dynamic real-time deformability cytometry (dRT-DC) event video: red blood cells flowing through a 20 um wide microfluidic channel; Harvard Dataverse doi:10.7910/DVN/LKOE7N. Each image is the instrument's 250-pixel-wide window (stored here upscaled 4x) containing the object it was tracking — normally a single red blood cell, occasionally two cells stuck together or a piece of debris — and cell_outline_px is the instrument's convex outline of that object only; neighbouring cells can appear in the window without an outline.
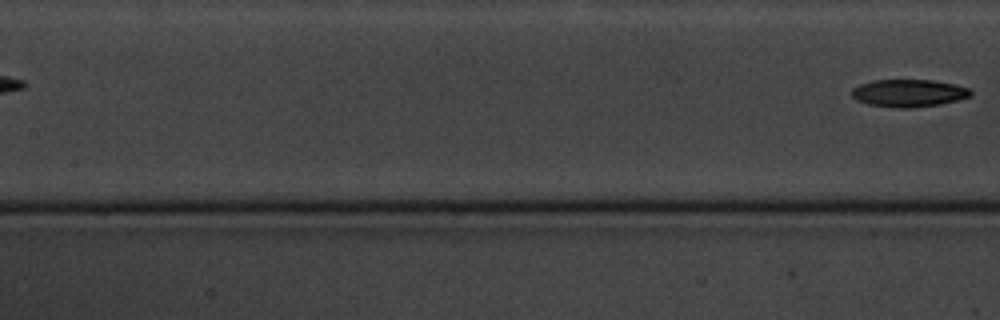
{"species": "common noctule bat (a hibernating species)", "species_latin": "Nyctalus noctula", "temperature_condition": "cold", "stored_images_in_passage": 8, "segment_of_instrument_passage": [2, 2], "camera_frame_rate_fps": 3000, "um_per_image_px": 0.085, "animal": {"sex": "male", "body_mass_g": 20.1, "forearm_length_mm": 53.5}, "frame": {"image": 1, "passage_image": 8, "time_ms": 9.0, "image_size_px": [1000, 320], "cell_outline_px": [[972, 96], [960, 100], [940, 104], [912, 108], [896, 108], [868, 104], [856, 100], [852, 96], [852, 88], [860, 84], [876, 80], [932, 80], [952, 84], [968, 88], [972, 92]], "centroid_in_image_um": [77.25, 7.92], "position_along_channel_um": 130.2, "area_um2": 19.07}}